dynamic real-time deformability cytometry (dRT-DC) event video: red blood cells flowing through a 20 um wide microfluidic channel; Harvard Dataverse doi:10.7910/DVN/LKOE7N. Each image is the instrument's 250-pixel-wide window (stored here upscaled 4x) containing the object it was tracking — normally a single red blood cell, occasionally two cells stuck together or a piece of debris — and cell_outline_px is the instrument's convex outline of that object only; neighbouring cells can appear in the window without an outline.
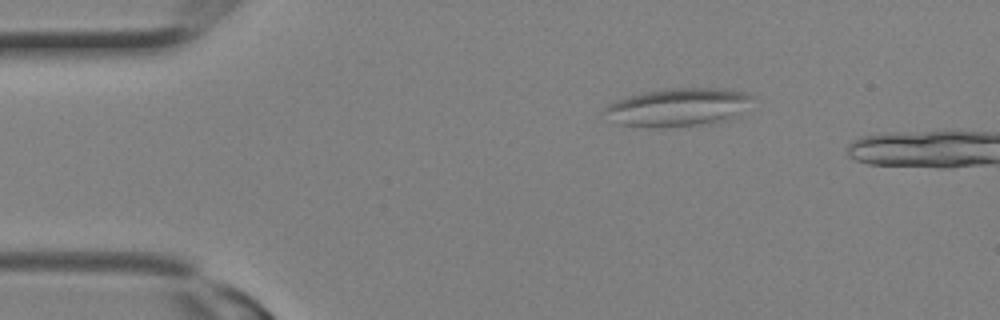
{"species": "Egyptian fruit bat (a non-hibernating species)", "species_latin": "Rousettus aegyptiacus", "temperature_condition": "room temperature", "stored_images_in_passage": 2, "camera_frame_rate_fps": 3000, "um_per_image_px": 0.085, "animal": {"sex": "female"}, "frame": {"image": 1, "passage_image": 2, "time_ms": 0.333, "image_size_px": [1000, 320], "cell_outline_px": [[756, 96], [732, 116], [716, 124], [656, 128], [620, 124], [604, 112], [604, 108], [608, 104], [616, 100], [628, 96], [644, 92], [672, 88], [720, 88], [748, 92]], "centroid_in_image_um": [57.63, 9.11], "position_along_channel_um": 27.4, "area_um2": 32.6}}